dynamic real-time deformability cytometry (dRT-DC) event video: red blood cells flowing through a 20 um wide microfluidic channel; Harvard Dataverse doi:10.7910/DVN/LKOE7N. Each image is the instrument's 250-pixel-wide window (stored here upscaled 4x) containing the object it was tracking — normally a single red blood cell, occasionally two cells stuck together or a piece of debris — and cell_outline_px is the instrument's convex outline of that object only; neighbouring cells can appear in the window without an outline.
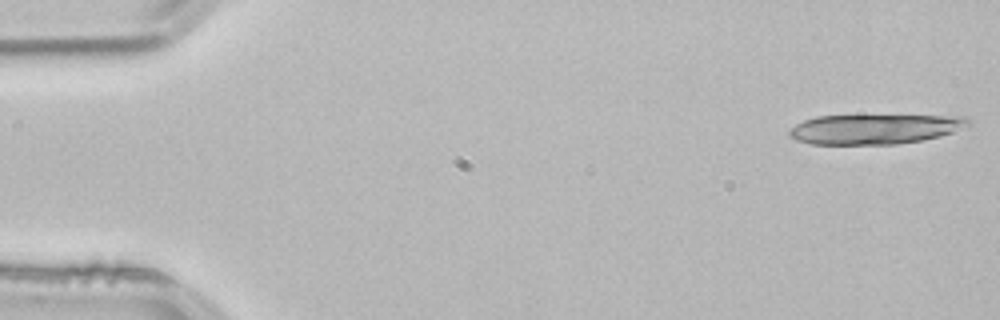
{"species": "common noctule bat (a hibernating species)", "species_latin": "Nyctalus noctula", "temperature_condition": "room temperature", "stored_images_in_passage": 16, "camera_frame_rate_fps": 3000, "um_per_image_px": 0.085, "animal": {"sex": "male", "body_mass_g": 21.5, "forearm_length_mm": 52.0}, "frame": {"image": 1, "passage_image": 1, "time_ms": 0.0, "image_size_px": [1000, 320], "cell_outline_px": [[972, 124], [952, 132], [940, 136], [920, 140], [896, 144], [812, 144], [796, 140], [788, 136], [788, 132], [796, 124], [804, 120], [816, 116], [964, 116], [972, 120]], "centroid_in_image_um": [74.35, 10.97], "position_along_channel_um": 10.7, "area_um2": 30.92}}